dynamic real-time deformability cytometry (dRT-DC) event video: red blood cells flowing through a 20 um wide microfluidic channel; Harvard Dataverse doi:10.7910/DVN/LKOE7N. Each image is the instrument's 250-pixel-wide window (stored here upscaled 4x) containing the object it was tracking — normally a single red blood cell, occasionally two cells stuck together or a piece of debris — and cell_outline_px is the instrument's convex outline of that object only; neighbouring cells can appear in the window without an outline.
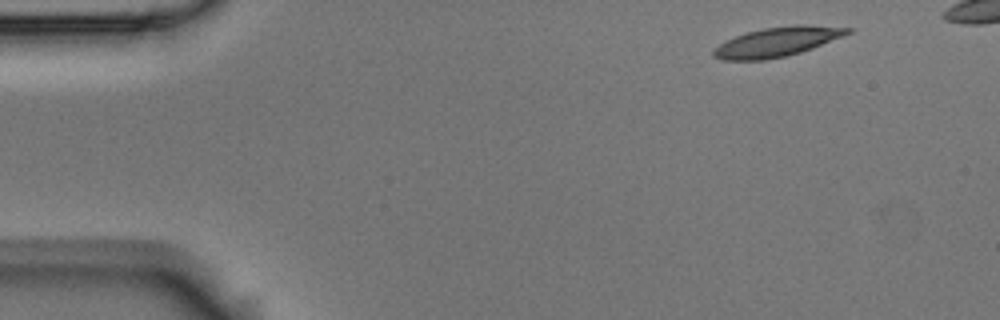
{"species": "Egyptian fruit bat (a non-hibernating species)", "species_latin": "Rousettus aegyptiacus", "temperature_condition": "room temperature", "stored_images_in_passage": 5, "camera_frame_rate_fps": 3000, "um_per_image_px": 0.085, "animal": {"sex": "male"}, "frame": {"image": 1, "passage_image": 1, "time_ms": 0.0, "image_size_px": [1000, 320], "cell_outline_px": [[852, 32], [844, 36], [812, 48], [800, 52], [784, 56], [764, 60], [724, 60], [712, 56], [712, 48], [736, 36], [748, 32], [764, 28], [796, 24], [804, 24], [852, 28]], "centroid_in_image_um": [66.06, 3.55], "position_along_channel_um": 18.9, "area_um2": 22.89}}